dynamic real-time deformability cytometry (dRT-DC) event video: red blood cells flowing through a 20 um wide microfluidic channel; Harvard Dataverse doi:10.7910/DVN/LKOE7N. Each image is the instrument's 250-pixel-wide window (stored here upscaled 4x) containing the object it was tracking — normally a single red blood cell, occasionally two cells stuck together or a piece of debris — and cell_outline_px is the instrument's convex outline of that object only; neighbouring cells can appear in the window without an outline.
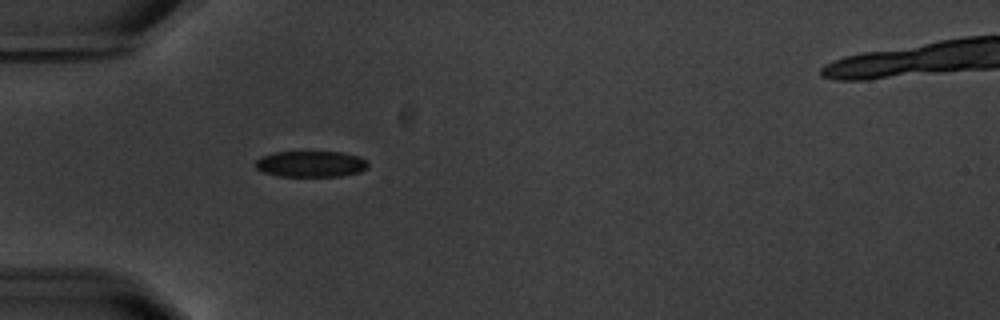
{"species": "common noctule bat (a hibernating species)", "species_latin": "Nyctalus noctula", "temperature_condition": "warm", "stored_images_in_passage": 2, "camera_frame_rate_fps": 3000, "um_per_image_px": 0.085, "animal": {"sex": "male", "body_mass_g": 20.1, "forearm_length_mm": 53.5}, "frame": {"image": 1, "passage_image": 1, "time_ms": 0.0, "image_size_px": [1000, 320], "cell_outline_px": [[368, 168], [360, 172], [340, 176], [280, 176], [264, 172], [256, 168], [256, 160], [260, 156], [276, 152], [344, 152], [368, 160]], "centroid_in_image_um": [26.44, 13.93], "position_along_channel_um": 58.6, "area_um2": 17.11}}